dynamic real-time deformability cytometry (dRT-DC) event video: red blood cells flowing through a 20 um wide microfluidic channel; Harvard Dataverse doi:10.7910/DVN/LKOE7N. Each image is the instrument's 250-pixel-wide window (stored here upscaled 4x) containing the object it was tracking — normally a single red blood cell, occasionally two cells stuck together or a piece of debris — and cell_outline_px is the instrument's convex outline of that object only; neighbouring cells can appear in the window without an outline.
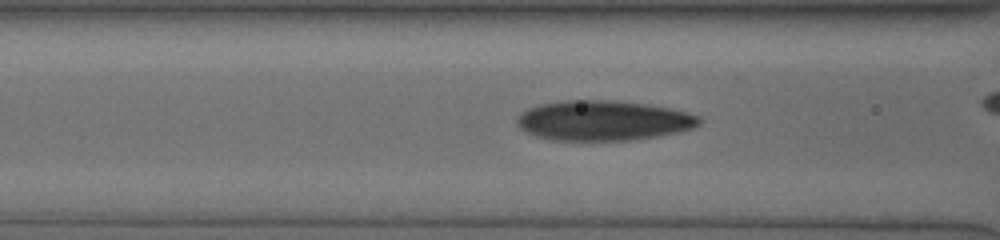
{"species": "human", "species_latin": "Homo sapiens", "temperature_condition": "cold", "stored_images_in_passage": 41, "camera_frame_rate_fps": 3000, "um_per_image_px": 0.085, "donor": {"sex": "male"}, "frame": {"image": 1, "passage_image": 19, "time_ms": 6.0, "image_size_px": [1000, 240], "cell_outline_px": [[704, 120], [700, 124], [692, 128], [680, 132], [660, 136], [632, 140], [552, 140], [536, 136], [520, 128], [516, 124], [516, 116], [520, 112], [528, 108], [540, 104], [564, 100], [612, 100], [648, 104], [668, 108], [684, 112], [696, 116]], "centroid_in_image_um": [51.25, 10.24], "position_along_channel_um": 115.3, "area_um2": 42.66}}
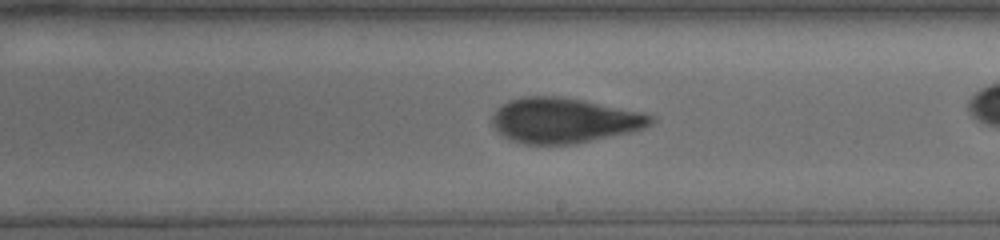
{"frame": {"image": 2, "passage_image": 29, "time_ms": 9.333, "image_size_px": [1000, 240], "cell_outline_px": [[656, 120], [652, 124], [644, 128], [632, 132], [576, 144], [524, 144], [512, 140], [496, 132], [492, 124], [492, 116], [496, 108], [508, 100], [524, 96], [560, 96], [640, 112], [652, 116]], "centroid_in_image_um": [47.91, 10.24], "position_along_channel_um": 241.1, "area_um2": 41.79}}
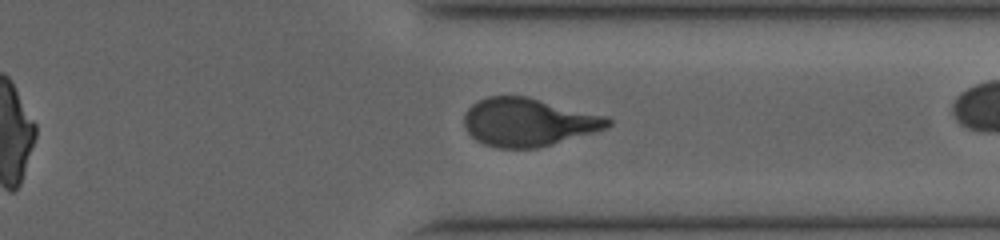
{"frame": {"image": 3, "passage_image": 39, "time_ms": 12.667, "image_size_px": [1000, 240], "cell_outline_px": [[612, 124], [608, 128], [536, 148], [500, 148], [484, 144], [476, 140], [468, 132], [464, 124], [464, 116], [468, 108], [472, 104], [488, 96], [528, 96], [608, 116], [612, 120]], "centroid_in_image_um": [44.93, 10.37], "position_along_channel_um": 366.5, "area_um2": 40.29}}